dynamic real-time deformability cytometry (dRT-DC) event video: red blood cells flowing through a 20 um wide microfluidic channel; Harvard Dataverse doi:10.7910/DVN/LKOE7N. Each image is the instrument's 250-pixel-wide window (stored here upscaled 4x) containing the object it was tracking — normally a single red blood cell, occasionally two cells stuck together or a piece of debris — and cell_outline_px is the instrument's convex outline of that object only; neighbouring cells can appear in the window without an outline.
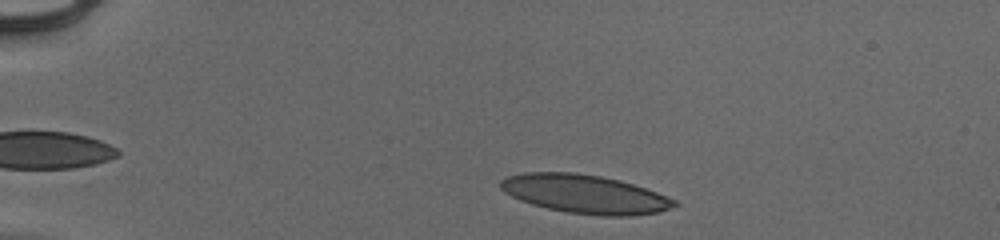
{"species": "human", "species_latin": "Homo sapiens", "temperature_condition": "cold", "stored_images_in_passage": 38, "camera_frame_rate_fps": 3000, "um_per_image_px": 0.085, "donor": {"sex": "male"}, "frame": {"image": 1, "passage_image": 3, "time_ms": 0.667, "image_size_px": [1000, 240], "cell_outline_px": [[680, 204], [660, 212], [632, 216], [600, 216], [564, 212], [532, 204], [520, 200], [504, 192], [500, 188], [500, 180], [508, 176], [524, 172], [576, 172], [600, 176], [620, 180], [656, 192], [676, 200]], "centroid_in_image_um": [49.72, 16.5], "position_along_channel_um": 35.3, "area_um2": 39.25}}
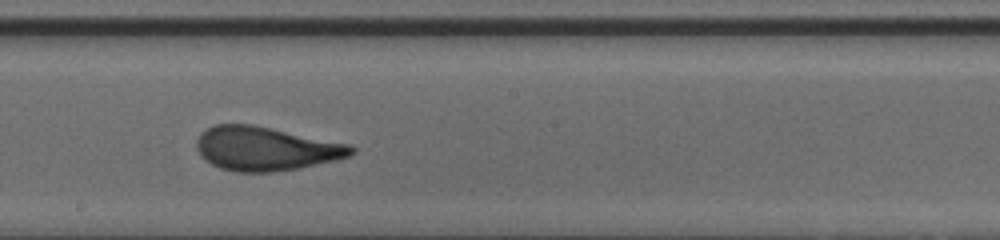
{"frame": {"image": 2, "passage_image": 23, "time_ms": 7.333, "image_size_px": [1000, 240], "cell_outline_px": [[356, 152], [348, 156], [336, 160], [300, 168], [272, 172], [236, 172], [220, 168], [212, 164], [200, 156], [196, 148], [196, 140], [200, 132], [216, 124], [252, 124], [352, 144], [356, 148]], "centroid_in_image_um": [22.59, 12.63], "position_along_channel_um": 225.6, "area_um2": 39.88}}
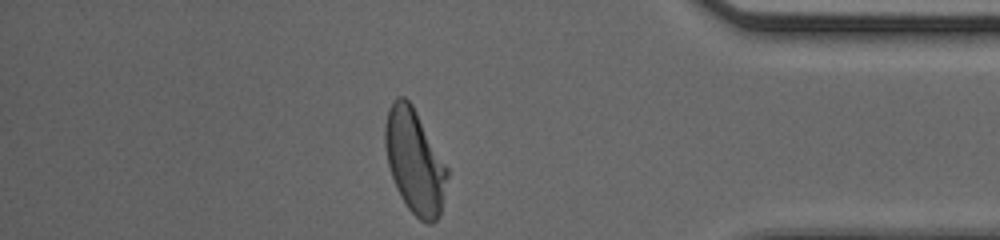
{"frame": {"image": 3, "passage_image": 38, "time_ms": 12.333, "image_size_px": [1000, 240], "cell_outline_px": [[448, 176], [440, 216], [432, 224], [428, 224], [420, 220], [408, 208], [400, 196], [396, 188], [388, 164], [384, 144], [384, 124], [388, 108], [392, 100], [396, 96], [404, 96], [412, 104], [448, 168]], "centroid_in_image_um": [35.23, 13.71], "position_along_channel_um": 400.0, "area_um2": 37.86}, "authors_computed_cell_mechanics": {"area_um2": 39.1017, "velocity_mm_per_s": 3.9353, "shape_relaxation_time_tau1_ms": 5.6796, "shape_relaxation_time_tau2_ms": 0.8337, "deformation_change_tau1": 0.2156, "deformation_change_tau2": 0.0853}}